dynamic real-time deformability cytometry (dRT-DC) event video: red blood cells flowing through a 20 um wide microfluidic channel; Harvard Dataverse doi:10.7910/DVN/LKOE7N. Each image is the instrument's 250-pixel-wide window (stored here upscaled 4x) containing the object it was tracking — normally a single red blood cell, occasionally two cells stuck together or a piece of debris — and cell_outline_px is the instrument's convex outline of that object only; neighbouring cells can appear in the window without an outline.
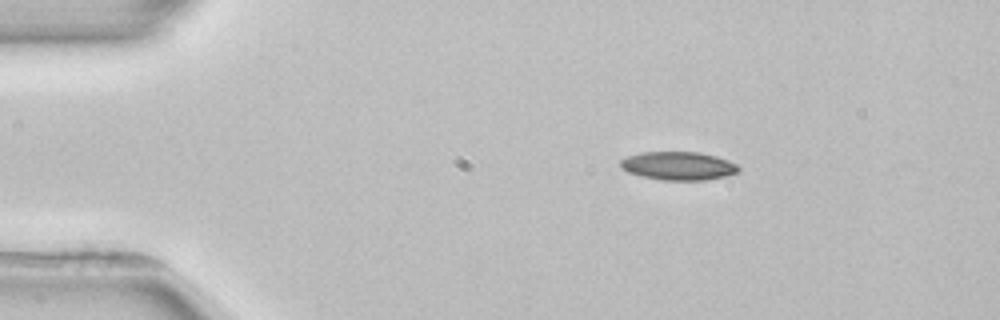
{"species": "common noctule bat (a hibernating species)", "species_latin": "Nyctalus noctula", "temperature_condition": "room temperature", "stored_images_in_passage": 2, "camera_frame_rate_fps": 3000, "um_per_image_px": 0.085, "animal": {"sex": "female", "body_mass_g": 22.7, "forearm_length_mm": 54.2}, "frame": {"image": 1, "passage_image": 1, "time_ms": 0.0, "image_size_px": [1000, 320], "cell_outline_px": [[740, 172], [728, 176], [704, 180], [660, 180], [628, 172], [620, 168], [620, 160], [628, 156], [640, 152], [700, 152], [716, 156], [728, 160], [736, 164], [740, 168]], "centroid_in_image_um": [57.68, 14.1], "position_along_channel_um": 27.3, "area_um2": 19.65}}